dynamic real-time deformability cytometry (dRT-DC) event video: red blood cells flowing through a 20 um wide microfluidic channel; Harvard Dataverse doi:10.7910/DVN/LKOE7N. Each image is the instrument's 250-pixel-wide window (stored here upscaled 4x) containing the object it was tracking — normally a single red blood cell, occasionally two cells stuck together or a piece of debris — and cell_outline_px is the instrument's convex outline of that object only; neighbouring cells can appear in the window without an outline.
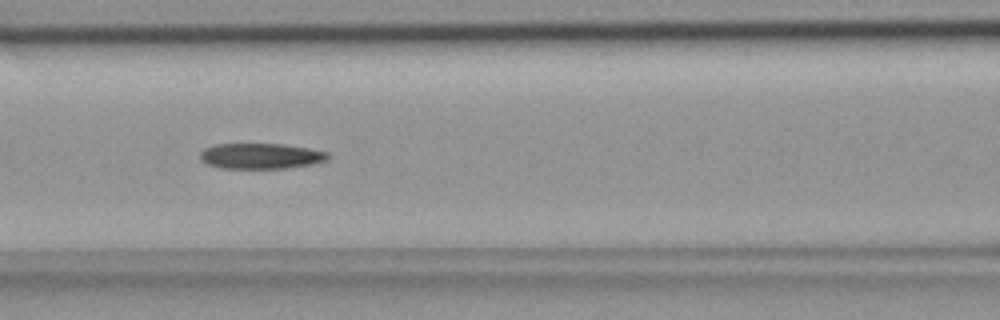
{"species": "common noctule bat (a hibernating species)", "species_latin": "Nyctalus noctula", "temperature_condition": "room temperature", "stored_images_in_passage": 49, "camera_frame_rate_fps": 3000, "um_per_image_px": 0.085, "animal": {"sex": "female", "body_mass_g": 18.4}, "frame": {"image": 1, "passage_image": 20, "time_ms": 6.333, "image_size_px": [1000, 320], "cell_outline_px": [[328, 156], [324, 160], [308, 164], [284, 168], [220, 168], [208, 164], [200, 160], [200, 152], [204, 148], [216, 144], [284, 144], [308, 148], [328, 152]], "centroid_in_image_um": [22.09, 13.25], "position_along_channel_um": 144.5, "area_um2": 18.79}}
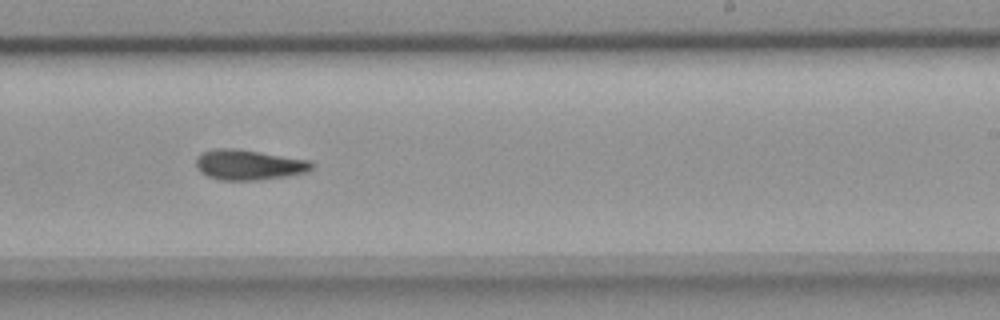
{"frame": {"image": 2, "passage_image": 29, "time_ms": 9.333, "image_size_px": [1000, 320], "cell_outline_px": [[316, 164], [308, 172], [288, 176], [256, 180], [224, 180], [208, 176], [200, 172], [196, 168], [196, 156], [204, 152], [216, 148], [232, 148], [312, 160]], "centroid_in_image_um": [21.18, 14.01], "position_along_channel_um": 267.8, "area_um2": 20.46}}
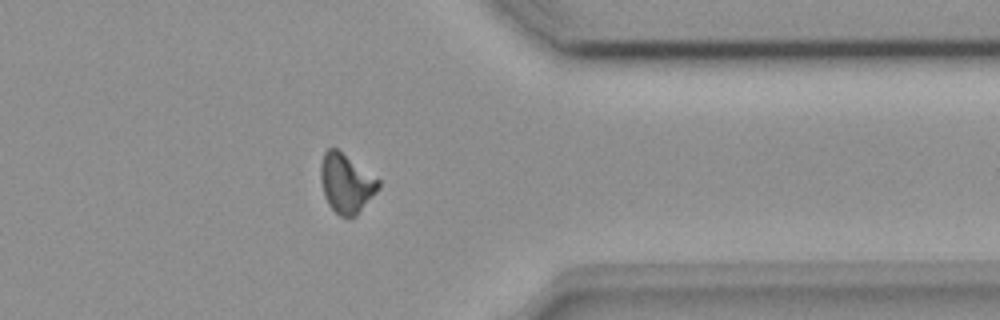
{"frame": {"image": 3, "passage_image": 38, "time_ms": 12.333, "image_size_px": [1000, 320], "cell_outline_px": [[380, 188], [356, 216], [340, 216], [328, 204], [324, 196], [320, 180], [320, 164], [324, 152], [328, 148], [336, 148], [380, 180]], "centroid_in_image_um": [29.41, 15.58], "position_along_channel_um": 382.0, "area_um2": 19.83}}